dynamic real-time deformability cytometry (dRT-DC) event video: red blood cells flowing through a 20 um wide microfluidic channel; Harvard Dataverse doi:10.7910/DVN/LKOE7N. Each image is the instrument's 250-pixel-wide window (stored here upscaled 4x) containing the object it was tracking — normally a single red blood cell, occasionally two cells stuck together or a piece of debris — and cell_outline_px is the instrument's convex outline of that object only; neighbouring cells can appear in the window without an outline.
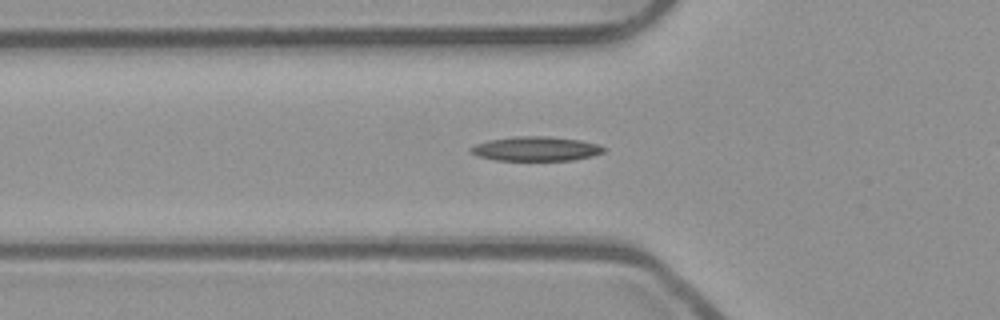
{"species": "common noctule bat (a hibernating species)", "species_latin": "Nyctalus noctula", "temperature_condition": "room temperature", "stored_images_in_passage": 40, "camera_frame_rate_fps": 3000, "um_per_image_px": 0.085, "animal": {"sex": "male", "body_mass_g": 23.1, "forearm_length_mm": 52.7}, "frame": {"image": 1, "passage_image": 12, "time_ms": 3.667, "image_size_px": [1000, 320], "cell_outline_px": [[608, 148], [604, 152], [592, 156], [572, 160], [496, 160], [476, 156], [468, 148], [476, 144], [488, 140], [512, 136], [548, 136], [580, 140], [596, 144]], "centroid_in_image_um": [45.54, 12.64], "position_along_channel_um": 80.3, "area_um2": 18.96}}
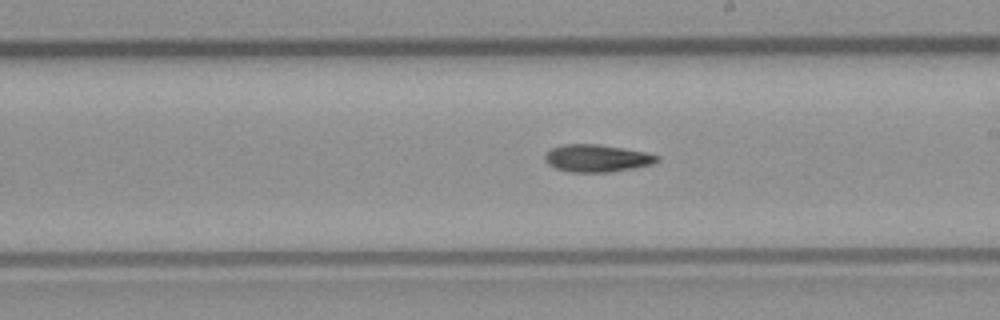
{"frame": {"image": 2, "passage_image": 24, "time_ms": 7.667, "image_size_px": [1000, 320], "cell_outline_px": [[660, 160], [652, 164], [632, 168], [608, 172], [568, 172], [556, 168], [548, 164], [544, 156], [552, 148], [564, 144], [596, 144], [644, 152], [660, 156]], "centroid_in_image_um": [50.73, 13.45], "position_along_channel_um": 238.3, "area_um2": 17.63}}
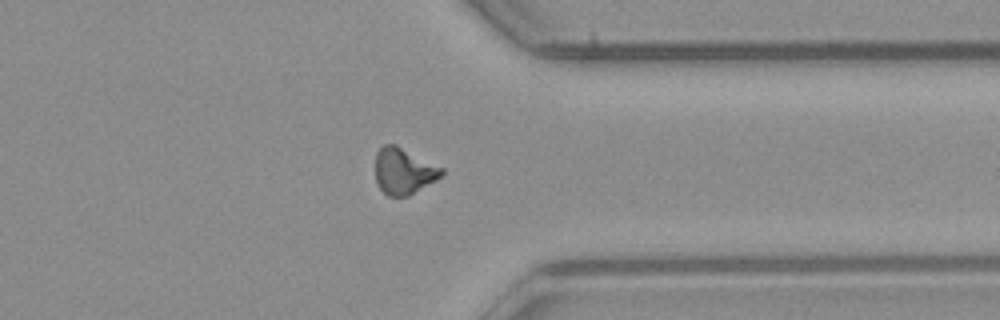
{"frame": {"image": 3, "passage_image": 35, "time_ms": 11.333, "image_size_px": [1000, 320], "cell_outline_px": [[444, 172], [436, 180], [408, 196], [388, 196], [380, 188], [376, 180], [376, 152], [384, 144], [396, 144], [444, 168]], "centroid_in_image_um": [34.31, 14.53], "position_along_channel_um": 377.1, "area_um2": 17.8}}